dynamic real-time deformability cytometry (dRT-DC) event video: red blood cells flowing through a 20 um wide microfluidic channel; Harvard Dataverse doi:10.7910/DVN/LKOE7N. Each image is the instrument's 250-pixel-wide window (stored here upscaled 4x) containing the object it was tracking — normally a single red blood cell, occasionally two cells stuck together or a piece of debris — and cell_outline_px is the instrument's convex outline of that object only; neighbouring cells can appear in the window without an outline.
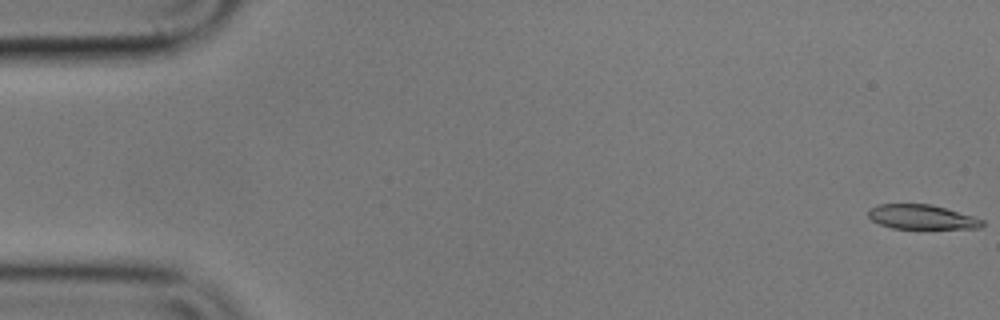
{"species": "common noctule bat (a hibernating species)", "species_latin": "Nyctalus noctula", "temperature_condition": "cold", "stored_images_in_passage": 56, "camera_frame_rate_fps": 3000, "um_per_image_px": 0.085, "animal": {"sex": "male", "body_mass_g": 17.9}, "frame": {"image": 1, "passage_image": 1, "time_ms": 0.0, "image_size_px": [1000, 320], "cell_outline_px": [[984, 224], [980, 228], [892, 228], [880, 224], [872, 220], [868, 216], [868, 208], [880, 204], [932, 204], [972, 216], [984, 220]], "centroid_in_image_um": [78.33, 18.43], "position_along_channel_um": 6.7, "area_um2": 16.13}}
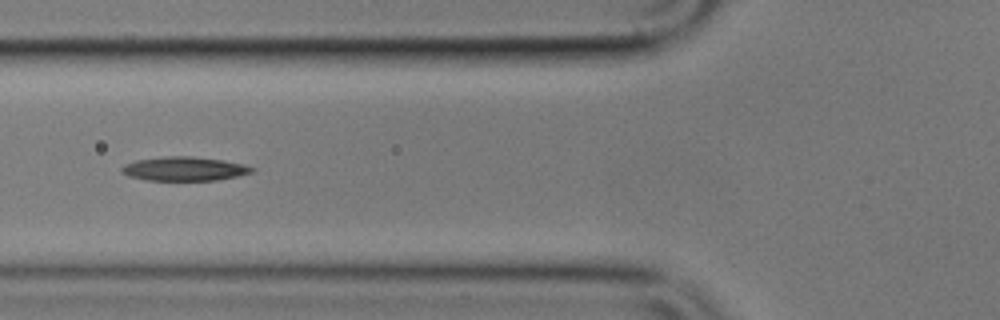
{"frame": {"image": 2, "passage_image": 21, "time_ms": 6.667, "image_size_px": [1000, 320], "cell_outline_px": [[256, 172], [216, 180], [144, 180], [128, 176], [120, 172], [120, 168], [124, 164], [136, 160], [164, 156], [192, 156], [224, 160], [244, 164], [256, 168]], "centroid_in_image_um": [15.67, 14.34], "position_along_channel_um": 110.1, "area_um2": 18.44}}
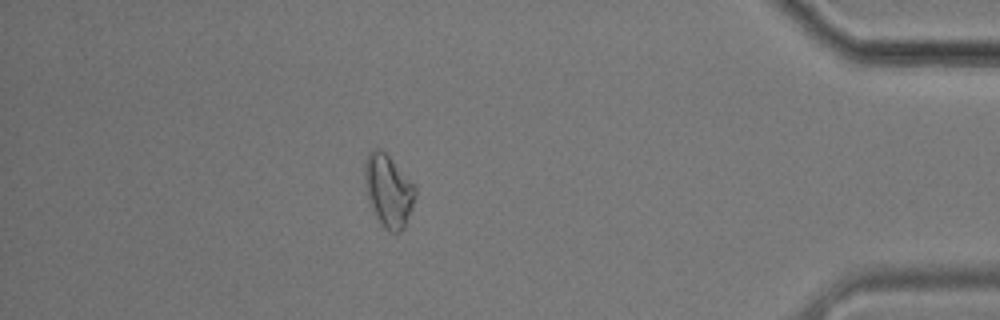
{"frame": {"image": 3, "passage_image": 49, "time_ms": 16.0, "image_size_px": [1000, 320], "cell_outline_px": [[416, 196], [404, 228], [400, 232], [388, 232], [380, 224], [372, 208], [368, 196], [364, 180], [364, 164], [368, 152], [372, 148], [380, 148], [388, 156], [416, 188]], "centroid_in_image_um": [32.99, 16.22], "position_along_channel_um": 402.2, "area_um2": 21.04}}